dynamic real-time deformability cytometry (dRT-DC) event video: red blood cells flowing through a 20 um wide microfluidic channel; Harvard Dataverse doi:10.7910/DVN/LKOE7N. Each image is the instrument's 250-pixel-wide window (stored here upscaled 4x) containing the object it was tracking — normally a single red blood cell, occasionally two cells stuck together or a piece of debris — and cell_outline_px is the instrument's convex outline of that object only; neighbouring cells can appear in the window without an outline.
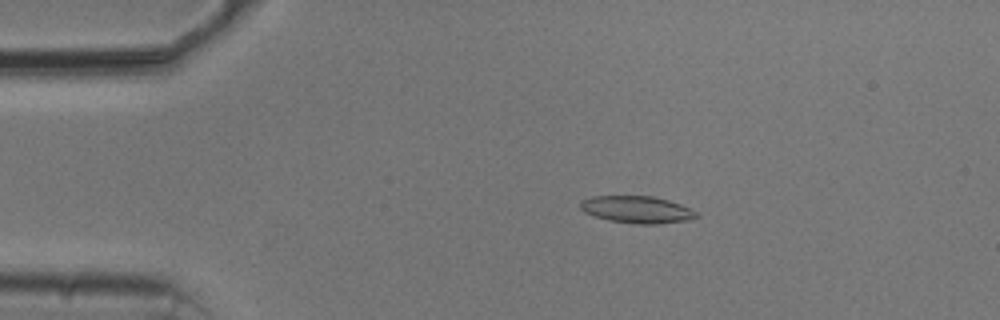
{"species": "common noctule bat (a hibernating species)", "species_latin": "Nyctalus noctula", "temperature_condition": "cold", "stored_images_in_passage": 54, "camera_frame_rate_fps": 3000, "um_per_image_px": 0.085, "animal": {"sex": "male", "body_mass_g": 20.5, "forearm_length_mm": 52.5}, "frame": {"image": 1, "passage_image": 10, "time_ms": 3.0, "image_size_px": [1000, 320], "cell_outline_px": [[700, 216], [692, 220], [656, 224], [640, 224], [608, 220], [592, 216], [584, 212], [580, 208], [580, 204], [584, 200], [592, 196], [652, 196], [668, 200], [680, 204], [696, 212]], "centroid_in_image_um": [54.15, 17.82], "position_along_channel_um": 30.8, "area_um2": 18.32}}
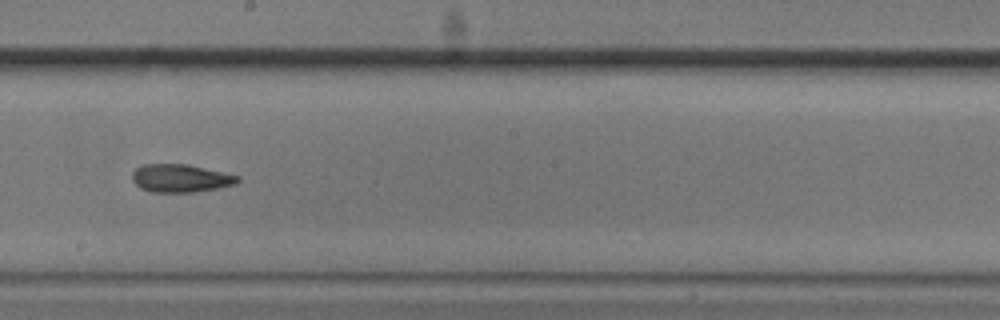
{"frame": {"image": 2, "passage_image": 30, "time_ms": 9.667, "image_size_px": [1000, 320], "cell_outline_px": [[240, 180], [236, 184], [216, 188], [192, 192], [152, 192], [140, 188], [132, 180], [132, 172], [136, 168], [144, 164], [188, 164], [240, 176]], "centroid_in_image_um": [15.34, 15.14], "position_along_channel_um": 232.9, "area_um2": 17.17}}
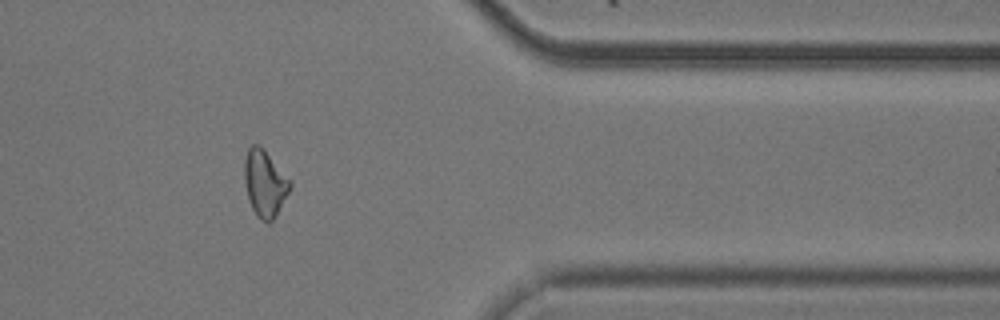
{"frame": {"image": 3, "passage_image": 44, "time_ms": 14.333, "image_size_px": [1000, 320], "cell_outline_px": [[292, 184], [276, 216], [268, 224], [260, 220], [256, 216], [248, 200], [244, 180], [244, 160], [248, 148], [252, 144], [260, 144], [264, 148], [292, 180]], "centroid_in_image_um": [22.5, 15.56], "position_along_channel_um": 388.9, "area_um2": 18.09}, "authors_computed_cell_mechanics": {"area_um2": 17.7446, "velocity_mm_per_s": 3.7401, "shape_relaxation_time_tau1_ms": null, "shape_relaxation_time_tau2_ms": 3.4207, "deformation_change_tau1": null, "deformation_change_tau2": 0.1049}}